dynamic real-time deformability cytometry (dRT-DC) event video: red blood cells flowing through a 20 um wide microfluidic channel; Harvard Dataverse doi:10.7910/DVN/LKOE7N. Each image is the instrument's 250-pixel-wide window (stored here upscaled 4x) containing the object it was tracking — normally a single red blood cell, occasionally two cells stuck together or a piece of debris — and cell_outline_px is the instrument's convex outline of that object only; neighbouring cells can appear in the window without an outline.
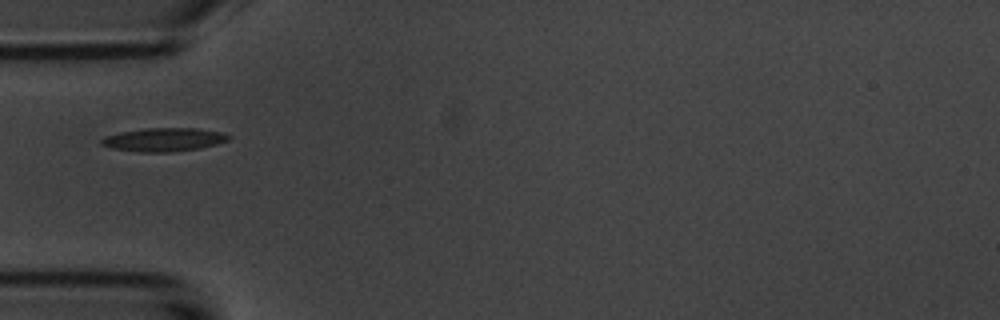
{"species": "common noctule bat (a hibernating species)", "species_latin": "Nyctalus noctula", "temperature_condition": "room temperature", "stored_images_in_passage": 9, "camera_frame_rate_fps": 3000, "um_per_image_px": 0.085, "animal": {"sex": "male", "body_mass_g": 20.1, "forearm_length_mm": 53.5}, "frame": {"image": 1, "passage_image": 1, "time_ms": 0.0, "image_size_px": [1000, 320], "cell_outline_px": [[232, 136], [228, 140], [216, 144], [200, 148], [172, 152], [140, 152], [112, 148], [100, 144], [100, 140], [104, 136], [120, 132], [148, 128], [196, 128], [220, 132]], "centroid_in_image_um": [13.91, 11.87], "position_along_channel_um": 71.1, "area_um2": 17.34}}
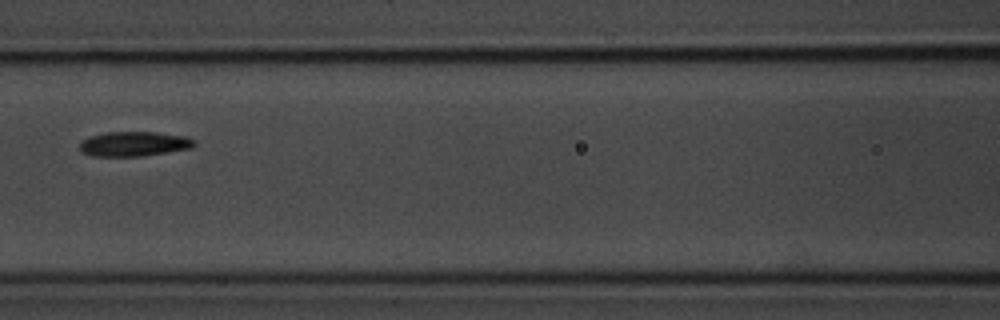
{"frame": {"image": 2, "passage_image": 3, "time_ms": 2.333, "image_size_px": [1000, 320], "cell_outline_px": [[196, 144], [192, 148], [144, 156], [92, 156], [80, 152], [80, 140], [88, 136], [104, 132], [156, 132], [184, 136], [196, 140]], "centroid_in_image_um": [11.36, 12.23], "position_along_channel_um": 155.2, "area_um2": 16.76}}
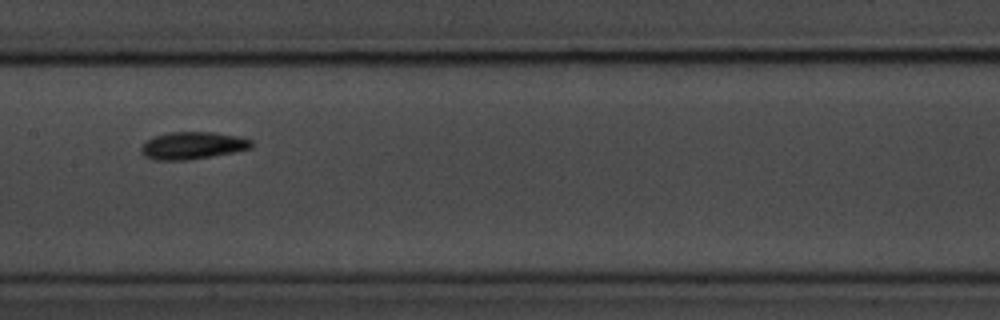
{"frame": {"image": 3, "passage_image": 4, "time_ms": 3.333, "image_size_px": [1000, 320], "cell_outline_px": [[252, 148], [212, 156], [188, 160], [156, 160], [144, 156], [140, 152], [140, 148], [148, 140], [156, 136], [168, 132], [212, 132], [240, 136], [252, 140]], "centroid_in_image_um": [16.38, 12.37], "position_along_channel_um": 191.0, "area_um2": 17.51}}